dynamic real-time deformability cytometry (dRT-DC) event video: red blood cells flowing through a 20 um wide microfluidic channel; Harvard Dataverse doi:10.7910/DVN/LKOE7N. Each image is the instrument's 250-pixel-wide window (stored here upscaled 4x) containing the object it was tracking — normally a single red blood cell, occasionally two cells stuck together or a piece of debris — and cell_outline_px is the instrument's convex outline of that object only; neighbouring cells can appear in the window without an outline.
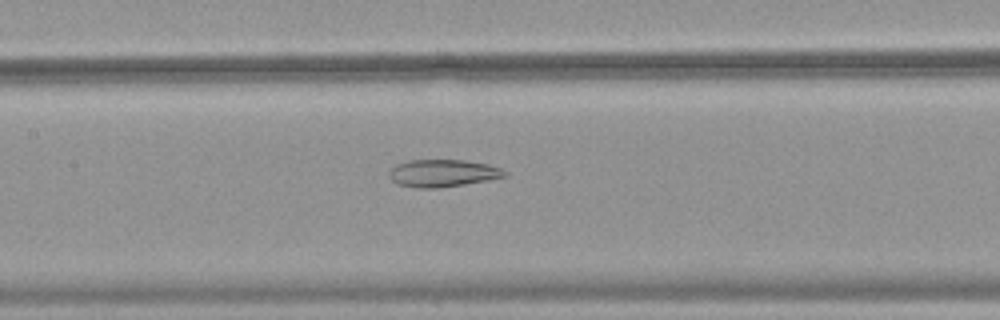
{"species": "common noctule bat (a hibernating species)", "species_latin": "Nyctalus noctula", "temperature_condition": "warm", "stored_images_in_passage": 52, "camera_frame_rate_fps": 3000, "um_per_image_px": 0.085, "animal": {"sex": "female", "body_mass_g": 18.4}, "frame": {"image": 1, "passage_image": 26, "time_ms": 8.333, "image_size_px": [1000, 320], "cell_outline_px": [[508, 176], [488, 180], [440, 188], [420, 188], [396, 184], [388, 176], [388, 172], [396, 164], [408, 160], [464, 160], [488, 164], [500, 168], [508, 172]], "centroid_in_image_um": [37.63, 14.72], "position_along_channel_um": 169.8, "area_um2": 18.55}}
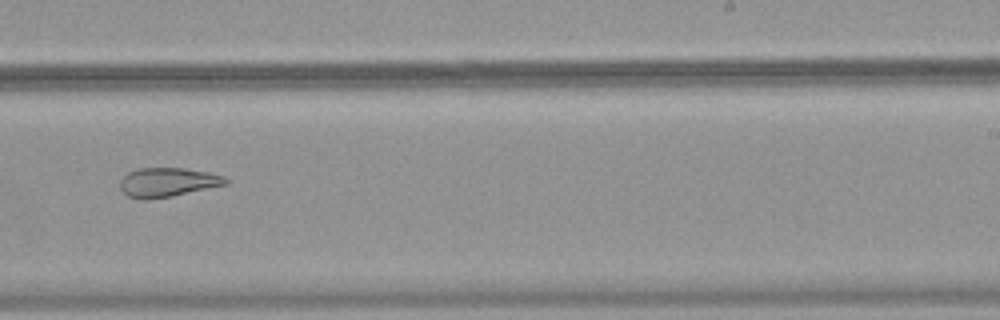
{"frame": {"image": 2, "passage_image": 34, "time_ms": 11.0, "image_size_px": [1000, 320], "cell_outline_px": [[228, 184], [172, 196], [144, 200], [128, 196], [120, 188], [120, 180], [128, 172], [140, 168], [184, 168], [208, 172], [224, 176], [228, 180]], "centroid_in_image_um": [14.25, 15.49], "position_along_channel_um": 274.8, "area_um2": 17.86}}
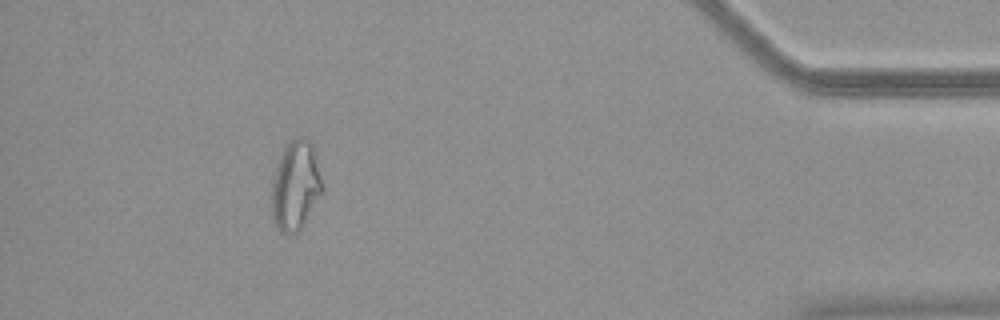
{"frame": {"image": 3, "passage_image": 48, "time_ms": 15.667, "image_size_px": [1000, 320], "cell_outline_px": [[324, 192], [300, 228], [296, 232], [288, 236], [280, 232], [276, 228], [272, 220], [272, 184], [276, 168], [280, 156], [288, 140], [296, 136], [304, 136], [312, 144], [324, 188]], "centroid_in_image_um": [25.12, 15.79], "position_along_channel_um": 410.1, "area_um2": 26.59}}